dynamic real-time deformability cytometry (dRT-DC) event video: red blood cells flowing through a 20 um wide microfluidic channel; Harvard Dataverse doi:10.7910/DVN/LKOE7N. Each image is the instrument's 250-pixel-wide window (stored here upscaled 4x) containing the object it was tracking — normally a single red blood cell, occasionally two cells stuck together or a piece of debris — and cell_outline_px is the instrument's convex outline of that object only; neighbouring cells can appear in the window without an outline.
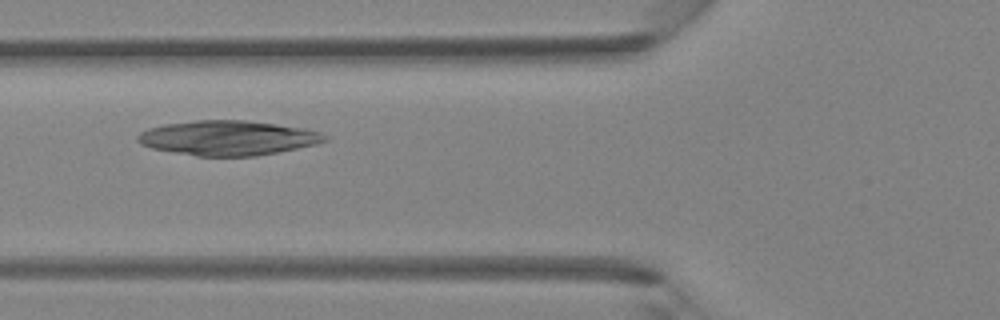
{"species": "Egyptian fruit bat (a non-hibernating species)", "species_latin": "Rousettus aegyptiacus", "temperature_condition": "room temperature", "stored_images_in_passage": 4, "camera_frame_rate_fps": 3000, "um_per_image_px": 0.085, "animal": {"sex": "female"}, "frame": {"image": 1, "passage_image": 4, "time_ms": 2.333, "image_size_px": [1000, 320], "cell_outline_px": [[328, 140], [316, 144], [256, 156], [196, 156], [152, 148], [140, 144], [136, 140], [136, 136], [140, 132], [148, 128], [164, 124], [196, 120], [244, 120], [276, 124], [300, 128], [320, 132], [328, 136]], "centroid_in_image_um": [19.33, 11.72], "position_along_channel_um": 106.5, "area_um2": 37.69}}